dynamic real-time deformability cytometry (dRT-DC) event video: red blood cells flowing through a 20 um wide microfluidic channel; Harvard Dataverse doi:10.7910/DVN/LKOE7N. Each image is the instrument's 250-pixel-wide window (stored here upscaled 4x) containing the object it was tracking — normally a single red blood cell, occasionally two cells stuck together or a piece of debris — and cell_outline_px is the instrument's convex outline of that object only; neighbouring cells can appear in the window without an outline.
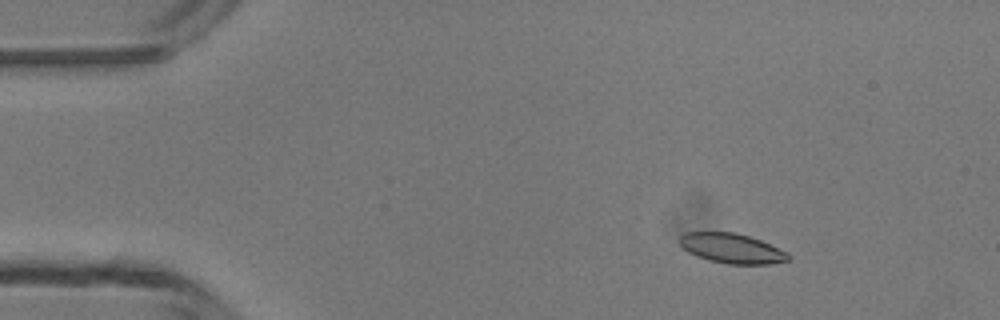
{"species": "common noctule bat (a hibernating species)", "species_latin": "Nyctalus noctula", "temperature_condition": "room temperature", "stored_images_in_passage": 4, "camera_frame_rate_fps": 3000, "um_per_image_px": 0.085, "animal": {"sex": "male", "body_mass_g": 13.3}, "frame": {"image": 1, "passage_image": 2, "time_ms": 2.0, "image_size_px": [1000, 320], "cell_outline_px": [[792, 256], [788, 260], [772, 264], [728, 264], [708, 260], [696, 256], [688, 252], [680, 244], [680, 236], [684, 232], [736, 232], [760, 240], [788, 252]], "centroid_in_image_um": [62.21, 21.11], "position_along_channel_um": 22.8, "area_um2": 18.96}}